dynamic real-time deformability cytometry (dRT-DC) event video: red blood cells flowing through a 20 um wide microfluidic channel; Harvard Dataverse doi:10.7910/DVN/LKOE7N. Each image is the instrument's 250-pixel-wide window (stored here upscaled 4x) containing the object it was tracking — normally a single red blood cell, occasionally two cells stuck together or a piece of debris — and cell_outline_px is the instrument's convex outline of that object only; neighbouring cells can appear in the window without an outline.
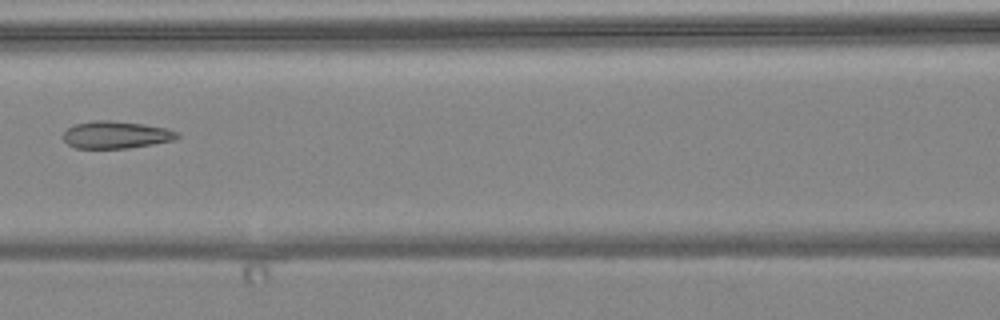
{"species": "common noctule bat (a hibernating species)", "species_latin": "Nyctalus noctula", "temperature_condition": "warm", "stored_images_in_passage": 7, "camera_frame_rate_fps": 3000, "um_per_image_px": 0.085, "animal": {"sex": "female", "body_mass_g": 24.6, "forearm_length_mm": 56.2}, "frame": {"image": 1, "passage_image": 6, "time_ms": 7.0, "image_size_px": [1000, 320], "cell_outline_px": [[180, 136], [176, 140], [128, 148], [76, 148], [68, 144], [64, 140], [64, 132], [72, 124], [92, 120], [112, 120], [144, 124], [168, 128], [176, 132]], "centroid_in_image_um": [9.86, 11.44], "position_along_channel_um": 156.7, "area_um2": 18.26}}
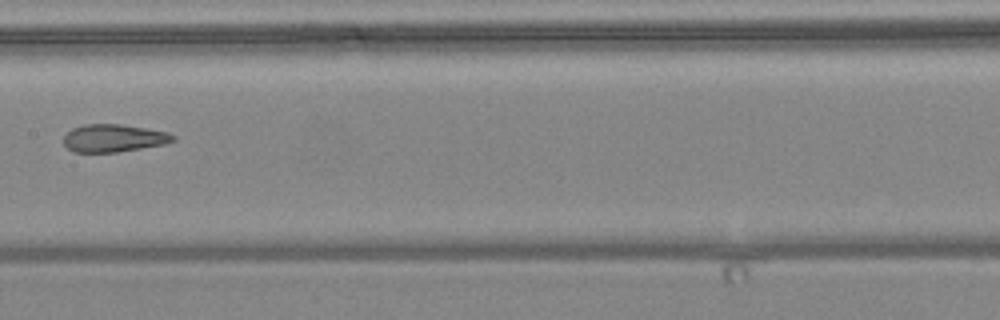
{"frame": {"image": 2, "passage_image": 7, "time_ms": 8.0, "image_size_px": [1000, 320], "cell_outline_px": [[176, 140], [164, 144], [116, 152], [72, 152], [64, 144], [64, 136], [72, 128], [84, 124], [120, 124], [168, 132], [176, 136]], "centroid_in_image_um": [9.65, 11.74], "position_along_channel_um": 197.7, "area_um2": 17.57}}